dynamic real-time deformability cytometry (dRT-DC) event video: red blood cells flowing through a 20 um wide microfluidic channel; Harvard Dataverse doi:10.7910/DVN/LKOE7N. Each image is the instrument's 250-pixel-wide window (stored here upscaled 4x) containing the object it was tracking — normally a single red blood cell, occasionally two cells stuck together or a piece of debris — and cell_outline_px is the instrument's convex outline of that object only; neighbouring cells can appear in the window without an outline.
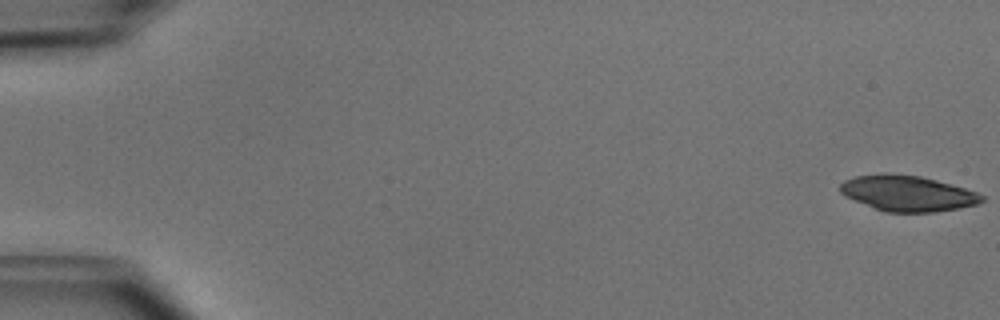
{"species": "common noctule bat (a hibernating species)", "species_latin": "Nyctalus noctula", "temperature_condition": "cold", "stored_images_in_passage": 16, "camera_frame_rate_fps": 3000, "um_per_image_px": 0.085, "animal": {"sex": "male", "body_mass_g": 15.6}, "frame": {"image": 1, "passage_image": 1, "time_ms": 0.0, "image_size_px": [1000, 320], "cell_outline_px": [[984, 200], [976, 204], [960, 208], [936, 212], [884, 212], [844, 196], [840, 192], [840, 184], [844, 180], [856, 176], [884, 172], [920, 176], [936, 180], [964, 188], [976, 192], [984, 196]], "centroid_in_image_um": [77.11, 16.43], "position_along_channel_um": 7.9, "area_um2": 29.48}}
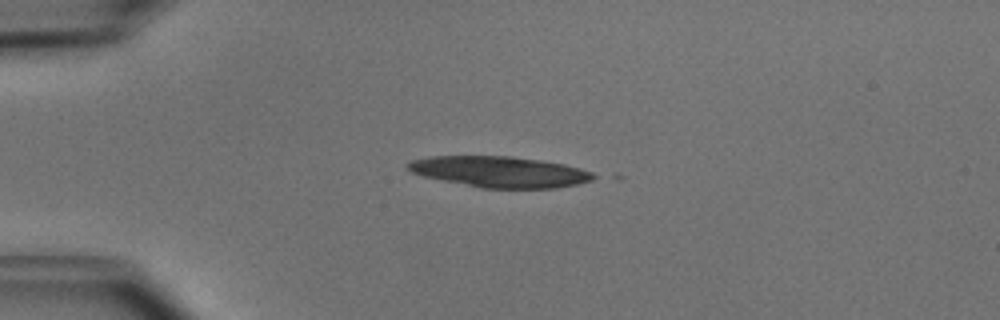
{"frame": {"image": 2, "passage_image": 13, "time_ms": 4.0, "image_size_px": [1000, 320], "cell_outline_px": [[600, 176], [592, 180], [576, 184], [556, 188], [480, 188], [424, 176], [412, 172], [404, 168], [404, 164], [412, 160], [428, 156], [512, 156], [540, 160], [564, 164], [580, 168], [592, 172]], "centroid_in_image_um": [42.46, 14.6], "position_along_channel_um": 42.5, "area_um2": 33.64}}